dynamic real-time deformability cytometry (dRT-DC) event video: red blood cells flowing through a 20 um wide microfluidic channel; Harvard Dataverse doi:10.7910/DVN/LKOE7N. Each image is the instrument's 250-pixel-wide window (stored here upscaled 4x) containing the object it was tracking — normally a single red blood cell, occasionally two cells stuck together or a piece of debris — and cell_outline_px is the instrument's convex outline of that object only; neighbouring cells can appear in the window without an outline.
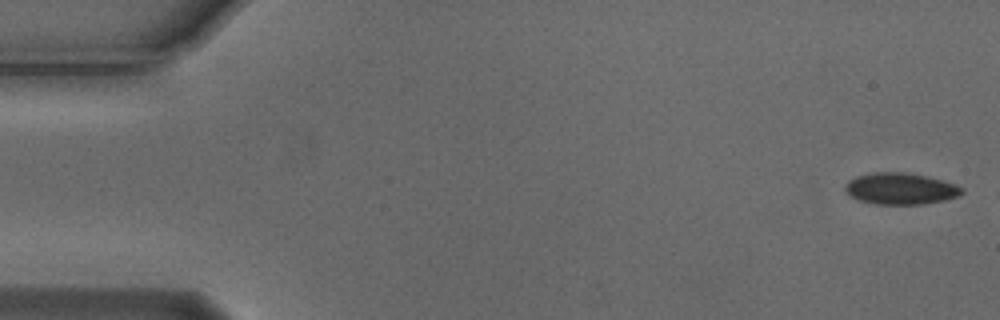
{"species": "Egyptian fruit bat (a non-hibernating species)", "species_latin": "Rousettus aegyptiacus", "temperature_condition": "cold", "stored_images_in_passage": 8, "camera_frame_rate_fps": 3000, "um_per_image_px": 0.085, "animal": {"sex": "male"}, "frame": {"image": 1, "passage_image": 1, "time_ms": 0.0, "image_size_px": [1000, 320], "cell_outline_px": [[964, 192], [960, 196], [944, 200], [920, 204], [876, 204], [856, 200], [844, 188], [844, 184], [848, 180], [856, 176], [872, 172], [904, 172], [928, 176], [956, 184], [964, 188]], "centroid_in_image_um": [76.55, 16.03], "position_along_channel_um": 8.4, "area_um2": 21.62}}